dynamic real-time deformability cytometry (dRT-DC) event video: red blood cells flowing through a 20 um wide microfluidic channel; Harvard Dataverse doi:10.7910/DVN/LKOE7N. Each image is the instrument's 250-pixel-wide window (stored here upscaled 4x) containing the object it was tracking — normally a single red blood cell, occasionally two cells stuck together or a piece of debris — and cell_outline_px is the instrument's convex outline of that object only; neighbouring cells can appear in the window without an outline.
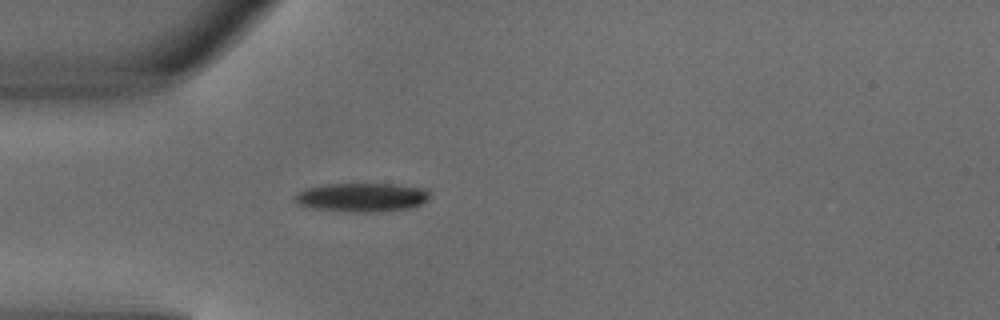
{"species": "common noctule bat (a hibernating species)", "species_latin": "Nyctalus noctula", "temperature_condition": "warm", "stored_images_in_passage": 3, "camera_frame_rate_fps": 3000, "um_per_image_px": 0.085, "animal": {"sex": "male", "body_mass_g": 18.8}, "frame": {"image": 1, "passage_image": 3, "time_ms": 0.667, "image_size_px": [1000, 320], "cell_outline_px": [[428, 200], [420, 204], [408, 208], [376, 212], [352, 212], [312, 208], [296, 204], [292, 200], [296, 192], [304, 188], [324, 184], [396, 184], [428, 188]], "centroid_in_image_um": [30.7, 16.76], "position_along_channel_um": 54.3, "area_um2": 22.95}}